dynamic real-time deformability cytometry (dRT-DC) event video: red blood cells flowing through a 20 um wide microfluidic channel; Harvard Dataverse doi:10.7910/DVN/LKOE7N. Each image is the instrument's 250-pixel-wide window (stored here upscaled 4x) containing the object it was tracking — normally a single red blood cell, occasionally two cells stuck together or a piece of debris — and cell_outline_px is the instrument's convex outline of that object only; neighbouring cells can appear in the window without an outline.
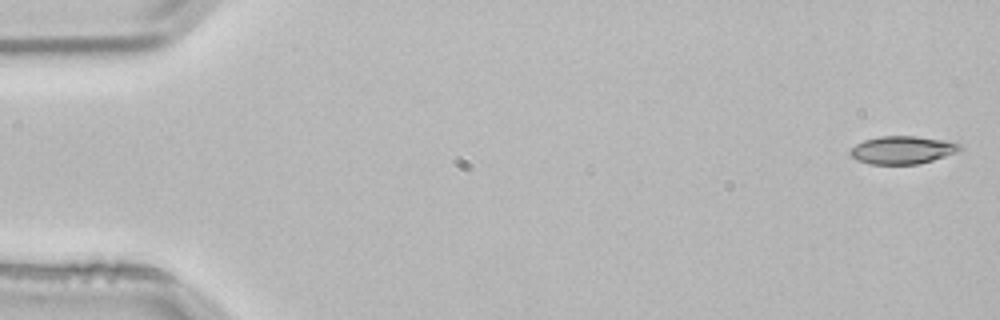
{"species": "common noctule bat (a hibernating species)", "species_latin": "Nyctalus noctula", "temperature_condition": "room temperature", "stored_images_in_passage": 4, "camera_frame_rate_fps": 3000, "um_per_image_px": 0.085, "animal": {"sex": "male", "body_mass_g": 21.5, "forearm_length_mm": 52.0}, "frame": {"image": 1, "passage_image": 1, "time_ms": 0.0, "image_size_px": [1000, 320], "cell_outline_px": [[960, 148], [956, 152], [920, 164], [868, 164], [856, 160], [848, 152], [856, 144], [864, 140], [880, 136], [916, 136], [944, 140], [960, 144]], "centroid_in_image_um": [76.65, 12.75], "position_along_channel_um": 8.3, "area_um2": 17.69}}
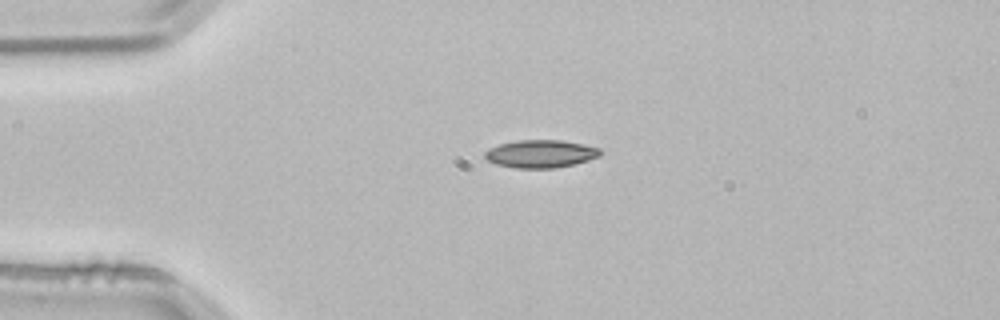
{"frame": {"image": 2, "passage_image": 3, "time_ms": 0.667, "image_size_px": [1000, 320], "cell_outline_px": [[600, 156], [588, 160], [572, 164], [552, 168], [512, 168], [496, 164], [488, 160], [484, 156], [484, 152], [488, 148], [500, 144], [516, 140], [564, 140], [600, 148]], "centroid_in_image_um": [45.92, 13.07], "position_along_channel_um": 39.1, "area_um2": 18.67}}
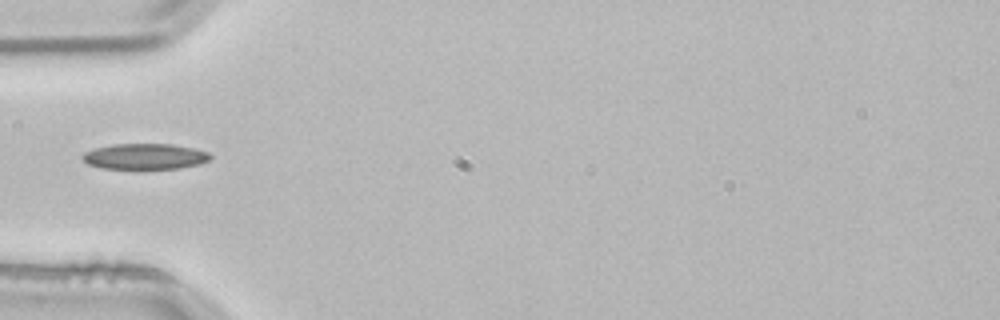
{"frame": {"image": 3, "passage_image": 4, "time_ms": 1.0, "image_size_px": [1000, 320], "cell_outline_px": [[212, 156], [208, 160], [200, 164], [180, 168], [100, 168], [88, 164], [80, 156], [84, 152], [92, 148], [112, 144], [172, 144], [192, 148], [208, 152]], "centroid_in_image_um": [12.28, 13.29], "position_along_channel_um": 72.7, "area_um2": 19.13}}